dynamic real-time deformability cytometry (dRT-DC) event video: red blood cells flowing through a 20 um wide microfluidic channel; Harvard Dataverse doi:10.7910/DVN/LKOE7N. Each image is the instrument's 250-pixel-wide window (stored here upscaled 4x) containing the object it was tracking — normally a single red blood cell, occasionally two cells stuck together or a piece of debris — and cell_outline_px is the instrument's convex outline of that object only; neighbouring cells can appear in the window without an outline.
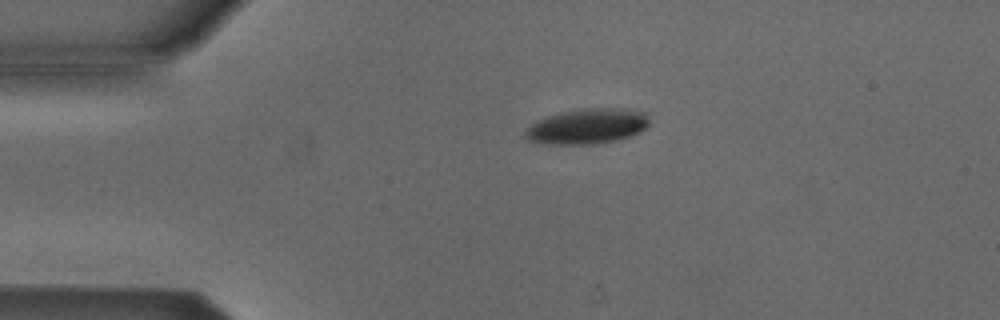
{"species": "Egyptian fruit bat (a non-hibernating species)", "species_latin": "Rousettus aegyptiacus", "temperature_condition": "cold", "stored_images_in_passage": 43, "camera_frame_rate_fps": 3000, "um_per_image_px": 0.085, "animal": {"sex": "male"}, "frame": {"image": 1, "passage_image": 1, "time_ms": 0.0, "image_size_px": [1000, 320], "cell_outline_px": [[648, 124], [640, 132], [632, 136], [616, 140], [592, 144], [540, 144], [528, 140], [524, 136], [524, 132], [536, 120], [548, 116], [580, 108], [624, 108], [644, 112], [648, 120]], "centroid_in_image_um": [49.9, 10.74], "position_along_channel_um": 35.1, "area_um2": 25.49}}
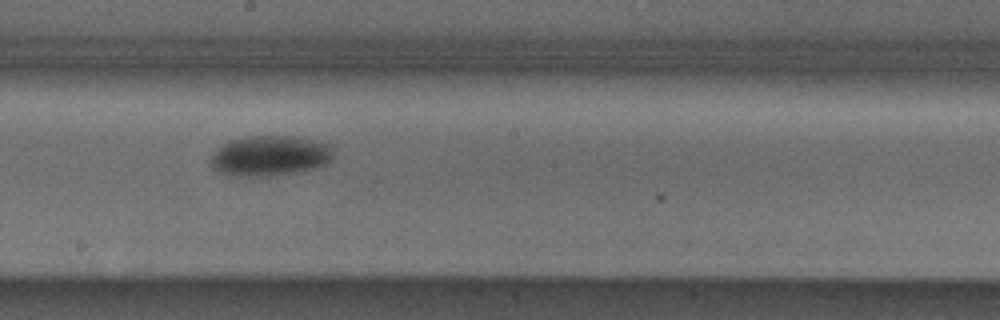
{"frame": {"image": 2, "passage_image": 19, "time_ms": 6.0, "image_size_px": [1000, 320], "cell_outline_px": [[332, 156], [324, 164], [312, 168], [296, 172], [276, 176], [232, 176], [216, 172], [208, 164], [212, 152], [216, 148], [228, 140], [244, 136], [292, 136], [328, 144], [332, 148]], "centroid_in_image_um": [22.81, 13.25], "position_along_channel_um": 225.4, "area_um2": 29.07}}
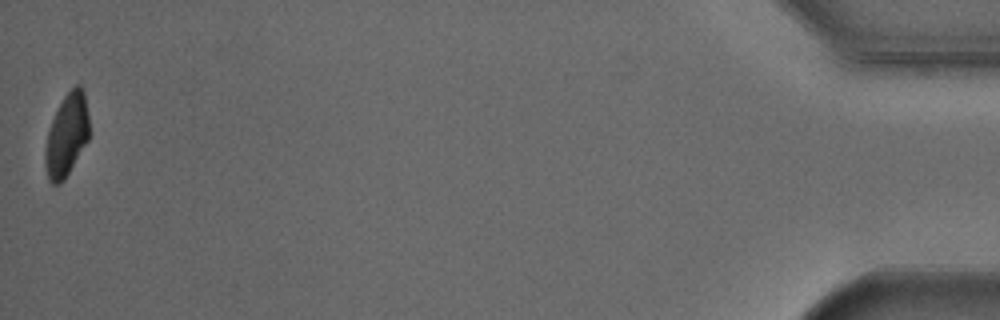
{"frame": {"image": 3, "passage_image": 43, "time_ms": 14.0, "image_size_px": [1000, 320], "cell_outline_px": [[88, 140], [64, 180], [60, 184], [52, 184], [48, 180], [44, 164], [44, 152], [48, 132], [52, 120], [64, 96], [76, 84], [80, 84], [84, 92], [88, 116]], "centroid_in_image_um": [5.65, 11.52], "position_along_channel_um": 429.5, "area_um2": 20.98}, "authors_computed_cell_mechanics": {"area_um2": 26.7036, "velocity_mm_per_s": 3.8123, "shape_relaxation_time_tau1_ms": 3.7682, "shape_relaxation_time_tau2_ms": null, "deformation_change_tau1": 0.1396, "deformation_change_tau2": null}}